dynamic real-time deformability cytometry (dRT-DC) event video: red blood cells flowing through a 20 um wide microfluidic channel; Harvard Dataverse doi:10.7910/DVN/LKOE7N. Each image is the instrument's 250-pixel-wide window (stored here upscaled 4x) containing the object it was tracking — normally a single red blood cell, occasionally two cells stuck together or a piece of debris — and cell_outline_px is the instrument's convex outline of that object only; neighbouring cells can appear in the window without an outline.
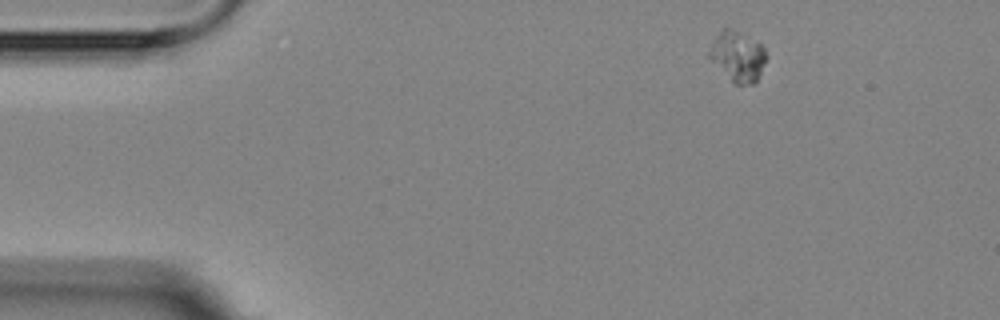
{"species": "Egyptian fruit bat (a non-hibernating species)", "species_latin": "Rousettus aegyptiacus", "temperature_condition": "room temperature", "stored_images_in_passage": 4, "camera_frame_rate_fps": 3000, "um_per_image_px": 0.085, "animal": {"sex": "female"}, "frame": {"image": 1, "passage_image": 1, "time_ms": 0.0, "image_size_px": [1000, 320], "cell_outline_px": [[768, 56], [756, 84], [736, 84], [708, 56], [708, 52], [716, 36], [724, 28], [732, 28], [760, 44], [764, 48]], "centroid_in_image_um": [62.75, 4.79], "position_along_channel_um": 22.3, "area_um2": 16.24}}